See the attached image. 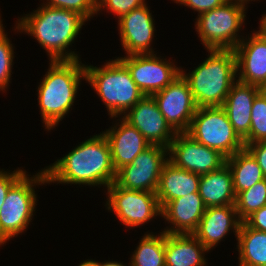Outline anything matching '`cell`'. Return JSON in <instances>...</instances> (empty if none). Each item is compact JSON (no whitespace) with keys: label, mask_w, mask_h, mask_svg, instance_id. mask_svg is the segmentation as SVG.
I'll use <instances>...</instances> for the list:
<instances>
[{"label":"cell","mask_w":266,"mask_h":266,"mask_svg":"<svg viewBox=\"0 0 266 266\" xmlns=\"http://www.w3.org/2000/svg\"><path fill=\"white\" fill-rule=\"evenodd\" d=\"M47 183L103 186L115 182L111 150L103 133L92 135L71 152L44 168Z\"/></svg>","instance_id":"cell-1"},{"label":"cell","mask_w":266,"mask_h":266,"mask_svg":"<svg viewBox=\"0 0 266 266\" xmlns=\"http://www.w3.org/2000/svg\"><path fill=\"white\" fill-rule=\"evenodd\" d=\"M40 5L32 13L17 19L14 31L36 39L49 61L80 59V55L70 51L69 46L72 47L87 20L71 10Z\"/></svg>","instance_id":"cell-2"},{"label":"cell","mask_w":266,"mask_h":266,"mask_svg":"<svg viewBox=\"0 0 266 266\" xmlns=\"http://www.w3.org/2000/svg\"><path fill=\"white\" fill-rule=\"evenodd\" d=\"M78 60L50 61L40 79L37 95L42 123L53 130L74 106L82 79L86 80L85 64Z\"/></svg>","instance_id":"cell-3"},{"label":"cell","mask_w":266,"mask_h":266,"mask_svg":"<svg viewBox=\"0 0 266 266\" xmlns=\"http://www.w3.org/2000/svg\"><path fill=\"white\" fill-rule=\"evenodd\" d=\"M207 52L208 57L191 72L186 73L181 68V75L188 82L198 108L223 106L237 80L234 50L208 49Z\"/></svg>","instance_id":"cell-4"},{"label":"cell","mask_w":266,"mask_h":266,"mask_svg":"<svg viewBox=\"0 0 266 266\" xmlns=\"http://www.w3.org/2000/svg\"><path fill=\"white\" fill-rule=\"evenodd\" d=\"M85 72V81L103 101L111 119L123 117L145 96L118 58L110 59L101 67L85 64Z\"/></svg>","instance_id":"cell-5"},{"label":"cell","mask_w":266,"mask_h":266,"mask_svg":"<svg viewBox=\"0 0 266 266\" xmlns=\"http://www.w3.org/2000/svg\"><path fill=\"white\" fill-rule=\"evenodd\" d=\"M29 176L25 172L7 192L0 210V247L27 231L36 211V186L48 184L44 168Z\"/></svg>","instance_id":"cell-6"},{"label":"cell","mask_w":266,"mask_h":266,"mask_svg":"<svg viewBox=\"0 0 266 266\" xmlns=\"http://www.w3.org/2000/svg\"><path fill=\"white\" fill-rule=\"evenodd\" d=\"M246 7L245 2L227 0L221 6L199 14L194 26L203 46L207 50H234L246 37L239 34L245 25Z\"/></svg>","instance_id":"cell-7"},{"label":"cell","mask_w":266,"mask_h":266,"mask_svg":"<svg viewBox=\"0 0 266 266\" xmlns=\"http://www.w3.org/2000/svg\"><path fill=\"white\" fill-rule=\"evenodd\" d=\"M186 134L226 158L245 148L222 106L197 108Z\"/></svg>","instance_id":"cell-8"},{"label":"cell","mask_w":266,"mask_h":266,"mask_svg":"<svg viewBox=\"0 0 266 266\" xmlns=\"http://www.w3.org/2000/svg\"><path fill=\"white\" fill-rule=\"evenodd\" d=\"M106 189V209L114 212L126 228H140L155 217H161L162 210L155 192L129 190L115 182Z\"/></svg>","instance_id":"cell-9"},{"label":"cell","mask_w":266,"mask_h":266,"mask_svg":"<svg viewBox=\"0 0 266 266\" xmlns=\"http://www.w3.org/2000/svg\"><path fill=\"white\" fill-rule=\"evenodd\" d=\"M157 54H135L117 57L129 70L133 81L144 95L152 96L172 83L180 74L170 59Z\"/></svg>","instance_id":"cell-10"},{"label":"cell","mask_w":266,"mask_h":266,"mask_svg":"<svg viewBox=\"0 0 266 266\" xmlns=\"http://www.w3.org/2000/svg\"><path fill=\"white\" fill-rule=\"evenodd\" d=\"M168 162V148L150 145L142 151L131 164L116 172L115 183L125 189L157 191L159 178Z\"/></svg>","instance_id":"cell-11"},{"label":"cell","mask_w":266,"mask_h":266,"mask_svg":"<svg viewBox=\"0 0 266 266\" xmlns=\"http://www.w3.org/2000/svg\"><path fill=\"white\" fill-rule=\"evenodd\" d=\"M168 161L175 167L202 175L220 169L226 164V157L186 133H177L168 147Z\"/></svg>","instance_id":"cell-12"},{"label":"cell","mask_w":266,"mask_h":266,"mask_svg":"<svg viewBox=\"0 0 266 266\" xmlns=\"http://www.w3.org/2000/svg\"><path fill=\"white\" fill-rule=\"evenodd\" d=\"M152 96L171 128L176 133H186L198 107L182 75Z\"/></svg>","instance_id":"cell-13"},{"label":"cell","mask_w":266,"mask_h":266,"mask_svg":"<svg viewBox=\"0 0 266 266\" xmlns=\"http://www.w3.org/2000/svg\"><path fill=\"white\" fill-rule=\"evenodd\" d=\"M155 20L147 4L122 15L117 21L121 45L126 56L153 54Z\"/></svg>","instance_id":"cell-14"},{"label":"cell","mask_w":266,"mask_h":266,"mask_svg":"<svg viewBox=\"0 0 266 266\" xmlns=\"http://www.w3.org/2000/svg\"><path fill=\"white\" fill-rule=\"evenodd\" d=\"M123 118L134 126L150 145L168 148L177 134L160 112L153 96L145 95Z\"/></svg>","instance_id":"cell-15"},{"label":"cell","mask_w":266,"mask_h":266,"mask_svg":"<svg viewBox=\"0 0 266 266\" xmlns=\"http://www.w3.org/2000/svg\"><path fill=\"white\" fill-rule=\"evenodd\" d=\"M234 52L237 80L260 88L266 85V39L253 30L239 42Z\"/></svg>","instance_id":"cell-16"},{"label":"cell","mask_w":266,"mask_h":266,"mask_svg":"<svg viewBox=\"0 0 266 266\" xmlns=\"http://www.w3.org/2000/svg\"><path fill=\"white\" fill-rule=\"evenodd\" d=\"M117 121L102 132L109 142L112 164L116 172L131 164L142 151L150 146L145 137L123 117H119Z\"/></svg>","instance_id":"cell-17"},{"label":"cell","mask_w":266,"mask_h":266,"mask_svg":"<svg viewBox=\"0 0 266 266\" xmlns=\"http://www.w3.org/2000/svg\"><path fill=\"white\" fill-rule=\"evenodd\" d=\"M241 222L235 205L207 207L193 235L210 251L230 230L237 240Z\"/></svg>","instance_id":"cell-18"},{"label":"cell","mask_w":266,"mask_h":266,"mask_svg":"<svg viewBox=\"0 0 266 266\" xmlns=\"http://www.w3.org/2000/svg\"><path fill=\"white\" fill-rule=\"evenodd\" d=\"M206 208L199 193H191L167 202L161 208V217L168 222L169 227L164 228L163 232L193 234Z\"/></svg>","instance_id":"cell-19"},{"label":"cell","mask_w":266,"mask_h":266,"mask_svg":"<svg viewBox=\"0 0 266 266\" xmlns=\"http://www.w3.org/2000/svg\"><path fill=\"white\" fill-rule=\"evenodd\" d=\"M260 92V87L236 80L222 106L234 130L243 140L249 135L253 101Z\"/></svg>","instance_id":"cell-20"},{"label":"cell","mask_w":266,"mask_h":266,"mask_svg":"<svg viewBox=\"0 0 266 266\" xmlns=\"http://www.w3.org/2000/svg\"><path fill=\"white\" fill-rule=\"evenodd\" d=\"M208 251L193 234L165 233L166 266H207Z\"/></svg>","instance_id":"cell-21"},{"label":"cell","mask_w":266,"mask_h":266,"mask_svg":"<svg viewBox=\"0 0 266 266\" xmlns=\"http://www.w3.org/2000/svg\"><path fill=\"white\" fill-rule=\"evenodd\" d=\"M199 174L175 167L167 162L159 178L156 191L157 199L162 208L167 202L191 193H199Z\"/></svg>","instance_id":"cell-22"},{"label":"cell","mask_w":266,"mask_h":266,"mask_svg":"<svg viewBox=\"0 0 266 266\" xmlns=\"http://www.w3.org/2000/svg\"><path fill=\"white\" fill-rule=\"evenodd\" d=\"M198 192L206 207L235 205L236 194L228 165L225 164L216 171L202 174Z\"/></svg>","instance_id":"cell-23"},{"label":"cell","mask_w":266,"mask_h":266,"mask_svg":"<svg viewBox=\"0 0 266 266\" xmlns=\"http://www.w3.org/2000/svg\"><path fill=\"white\" fill-rule=\"evenodd\" d=\"M236 246L239 266H266V232L241 222Z\"/></svg>","instance_id":"cell-24"},{"label":"cell","mask_w":266,"mask_h":266,"mask_svg":"<svg viewBox=\"0 0 266 266\" xmlns=\"http://www.w3.org/2000/svg\"><path fill=\"white\" fill-rule=\"evenodd\" d=\"M226 164L232 173L236 196L266 178L254 157L245 148L226 158Z\"/></svg>","instance_id":"cell-25"},{"label":"cell","mask_w":266,"mask_h":266,"mask_svg":"<svg viewBox=\"0 0 266 266\" xmlns=\"http://www.w3.org/2000/svg\"><path fill=\"white\" fill-rule=\"evenodd\" d=\"M138 244L130 257V266H166L165 232H146Z\"/></svg>","instance_id":"cell-26"},{"label":"cell","mask_w":266,"mask_h":266,"mask_svg":"<svg viewBox=\"0 0 266 266\" xmlns=\"http://www.w3.org/2000/svg\"><path fill=\"white\" fill-rule=\"evenodd\" d=\"M266 205V178L236 196L235 207L243 222L253 212Z\"/></svg>","instance_id":"cell-27"},{"label":"cell","mask_w":266,"mask_h":266,"mask_svg":"<svg viewBox=\"0 0 266 266\" xmlns=\"http://www.w3.org/2000/svg\"><path fill=\"white\" fill-rule=\"evenodd\" d=\"M259 141H266V96L262 91L253 101L249 135L244 144L247 146Z\"/></svg>","instance_id":"cell-28"},{"label":"cell","mask_w":266,"mask_h":266,"mask_svg":"<svg viewBox=\"0 0 266 266\" xmlns=\"http://www.w3.org/2000/svg\"><path fill=\"white\" fill-rule=\"evenodd\" d=\"M4 26L0 28V91L7 92L11 82V73L13 67L14 46L8 38Z\"/></svg>","instance_id":"cell-29"},{"label":"cell","mask_w":266,"mask_h":266,"mask_svg":"<svg viewBox=\"0 0 266 266\" xmlns=\"http://www.w3.org/2000/svg\"><path fill=\"white\" fill-rule=\"evenodd\" d=\"M43 5L74 11L87 21L97 15V0H43Z\"/></svg>","instance_id":"cell-30"},{"label":"cell","mask_w":266,"mask_h":266,"mask_svg":"<svg viewBox=\"0 0 266 266\" xmlns=\"http://www.w3.org/2000/svg\"><path fill=\"white\" fill-rule=\"evenodd\" d=\"M145 4L146 0H97V14L106 10L119 19L122 15Z\"/></svg>","instance_id":"cell-31"},{"label":"cell","mask_w":266,"mask_h":266,"mask_svg":"<svg viewBox=\"0 0 266 266\" xmlns=\"http://www.w3.org/2000/svg\"><path fill=\"white\" fill-rule=\"evenodd\" d=\"M26 172L24 169L17 168L14 171L0 169V210L4 204L7 192L10 187Z\"/></svg>","instance_id":"cell-32"},{"label":"cell","mask_w":266,"mask_h":266,"mask_svg":"<svg viewBox=\"0 0 266 266\" xmlns=\"http://www.w3.org/2000/svg\"><path fill=\"white\" fill-rule=\"evenodd\" d=\"M175 3H179L181 6L189 7L194 12H198V15L207 11H210L218 6H221L227 0H172Z\"/></svg>","instance_id":"cell-33"},{"label":"cell","mask_w":266,"mask_h":266,"mask_svg":"<svg viewBox=\"0 0 266 266\" xmlns=\"http://www.w3.org/2000/svg\"><path fill=\"white\" fill-rule=\"evenodd\" d=\"M245 149L254 157L266 177V141L248 144Z\"/></svg>","instance_id":"cell-34"},{"label":"cell","mask_w":266,"mask_h":266,"mask_svg":"<svg viewBox=\"0 0 266 266\" xmlns=\"http://www.w3.org/2000/svg\"><path fill=\"white\" fill-rule=\"evenodd\" d=\"M243 222L252 229L266 232V205L253 212Z\"/></svg>","instance_id":"cell-35"},{"label":"cell","mask_w":266,"mask_h":266,"mask_svg":"<svg viewBox=\"0 0 266 266\" xmlns=\"http://www.w3.org/2000/svg\"><path fill=\"white\" fill-rule=\"evenodd\" d=\"M260 19V25L259 28H257L259 30H256L255 32L259 34L262 38L266 39V14L264 13L262 15V18Z\"/></svg>","instance_id":"cell-36"},{"label":"cell","mask_w":266,"mask_h":266,"mask_svg":"<svg viewBox=\"0 0 266 266\" xmlns=\"http://www.w3.org/2000/svg\"><path fill=\"white\" fill-rule=\"evenodd\" d=\"M99 266H126L121 262H117V261H105V262H99ZM130 266V263L129 265Z\"/></svg>","instance_id":"cell-37"},{"label":"cell","mask_w":266,"mask_h":266,"mask_svg":"<svg viewBox=\"0 0 266 266\" xmlns=\"http://www.w3.org/2000/svg\"><path fill=\"white\" fill-rule=\"evenodd\" d=\"M78 266H99V261L93 259H87L81 262Z\"/></svg>","instance_id":"cell-38"},{"label":"cell","mask_w":266,"mask_h":266,"mask_svg":"<svg viewBox=\"0 0 266 266\" xmlns=\"http://www.w3.org/2000/svg\"><path fill=\"white\" fill-rule=\"evenodd\" d=\"M261 91H262L263 94L266 96V85H264V86L261 88Z\"/></svg>","instance_id":"cell-39"},{"label":"cell","mask_w":266,"mask_h":266,"mask_svg":"<svg viewBox=\"0 0 266 266\" xmlns=\"http://www.w3.org/2000/svg\"><path fill=\"white\" fill-rule=\"evenodd\" d=\"M238 1H242V2H245L246 4H249L250 1H255V0H238ZM258 1V0H256Z\"/></svg>","instance_id":"cell-40"},{"label":"cell","mask_w":266,"mask_h":266,"mask_svg":"<svg viewBox=\"0 0 266 266\" xmlns=\"http://www.w3.org/2000/svg\"><path fill=\"white\" fill-rule=\"evenodd\" d=\"M2 20H1V14H0V28L4 25V24H2Z\"/></svg>","instance_id":"cell-41"}]
</instances>
